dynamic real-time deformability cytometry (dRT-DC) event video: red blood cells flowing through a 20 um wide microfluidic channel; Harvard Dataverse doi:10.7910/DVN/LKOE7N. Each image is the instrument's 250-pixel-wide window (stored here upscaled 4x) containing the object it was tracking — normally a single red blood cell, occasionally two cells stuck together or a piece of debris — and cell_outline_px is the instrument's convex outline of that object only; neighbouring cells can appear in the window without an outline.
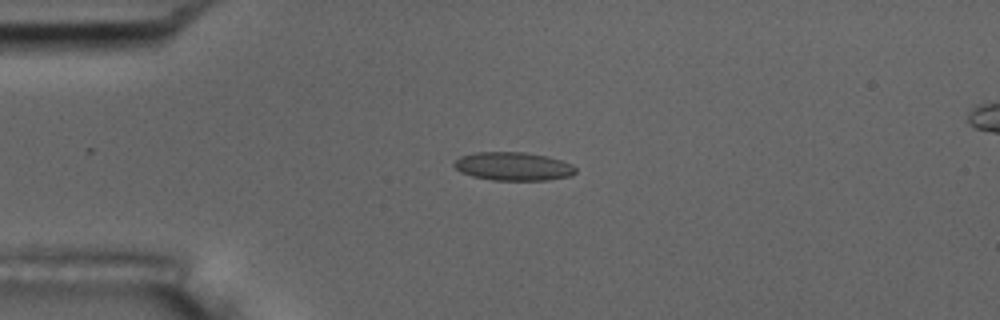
{"species": "common noctule bat (a hibernating species)", "species_latin": "Nyctalus noctula", "temperature_condition": "room temperature", "stored_images_in_passage": 6, "camera_frame_rate_fps": 3000, "um_per_image_px": 0.085, "animal": {"sex": "male", "body_mass_g": 17.5, "forearm_length_mm": 52.3}, "frame": {"image": 1, "passage_image": 4, "time_ms": 1.0, "image_size_px": [1000, 320], "cell_outline_px": [[576, 172], [572, 176], [548, 180], [492, 180], [472, 176], [460, 172], [452, 164], [460, 156], [476, 152], [524, 152], [548, 156], [572, 164], [576, 168]], "centroid_in_image_um": [43.63, 14.14], "position_along_channel_um": 41.4, "area_um2": 20.23}}